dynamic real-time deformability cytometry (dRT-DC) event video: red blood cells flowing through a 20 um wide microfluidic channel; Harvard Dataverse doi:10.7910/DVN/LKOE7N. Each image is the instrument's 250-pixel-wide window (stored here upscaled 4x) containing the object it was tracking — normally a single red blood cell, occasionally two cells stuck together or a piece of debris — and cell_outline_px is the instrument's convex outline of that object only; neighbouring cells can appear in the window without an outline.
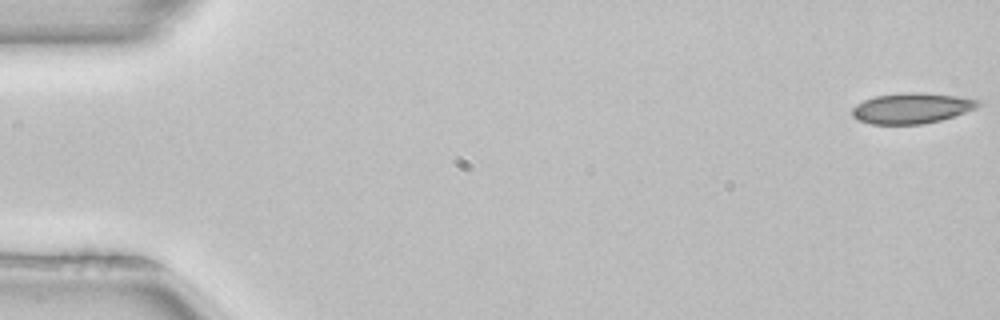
{"species": "common noctule bat (a hibernating species)", "species_latin": "Nyctalus noctula", "temperature_condition": "room temperature", "stored_images_in_passage": 53, "segment_of_instrument_passage": [1, 2], "camera_frame_rate_fps": 3000, "um_per_image_px": 0.085, "animal": {"sex": "female", "body_mass_g": 22.7, "forearm_length_mm": 54.2}, "frame": {"image": 1, "passage_image": 1, "time_ms": 0.0, "image_size_px": [1000, 320], "cell_outline_px": [[984, 104], [976, 108], [940, 120], [920, 124], [872, 124], [856, 120], [852, 116], [852, 108], [856, 104], [864, 100], [876, 96], [912, 92], [916, 92], [960, 96], [984, 100]], "centroid_in_image_um": [77.53, 9.19], "position_along_channel_um": 7.5, "area_um2": 22.48}}
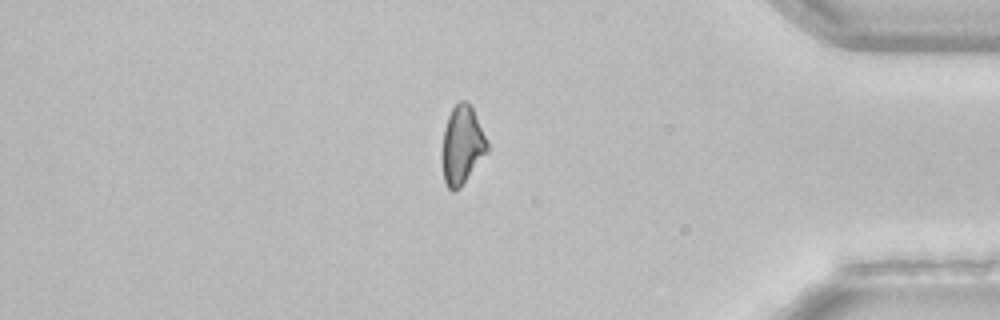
{"frame": {"image": 2, "passage_image": 44, "time_ms": 14.333, "image_size_px": [1000, 320], "cell_outline_px": [[488, 152], [460, 188], [452, 192], [448, 188], [444, 180], [440, 160], [444, 128], [448, 116], [452, 108], [460, 100], [464, 100], [472, 104], [488, 140]], "centroid_in_image_um": [39.27, 12.33], "position_along_channel_um": 395.9, "area_um2": 21.27}}